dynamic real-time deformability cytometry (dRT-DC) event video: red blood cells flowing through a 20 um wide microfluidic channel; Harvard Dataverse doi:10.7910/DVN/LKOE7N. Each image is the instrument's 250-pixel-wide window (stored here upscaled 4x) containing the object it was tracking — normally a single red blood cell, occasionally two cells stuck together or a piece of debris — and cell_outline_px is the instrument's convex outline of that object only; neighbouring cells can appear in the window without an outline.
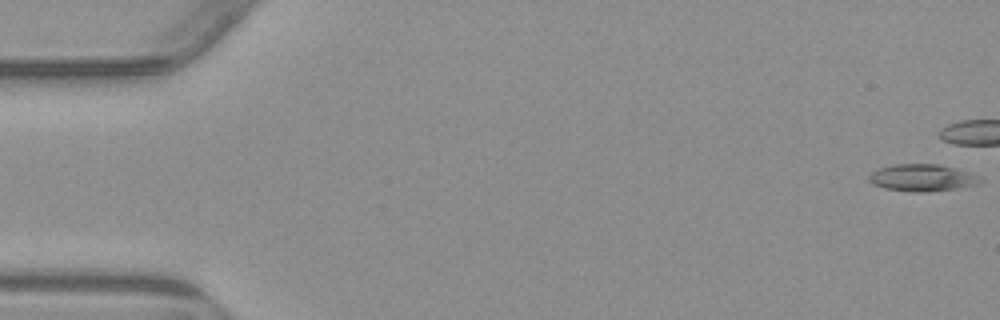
{"species": "common noctule bat (a hibernating species)", "species_latin": "Nyctalus noctula", "temperature_condition": "warm", "stored_images_in_passage": 9, "camera_frame_rate_fps": 3000, "um_per_image_px": 0.085, "animal": {"sex": "male", "body_mass_g": 23.1, "forearm_length_mm": 52.7}, "frame": {"image": 1, "passage_image": 1, "time_ms": 0.0, "image_size_px": [1000, 320], "cell_outline_px": [[984, 180], [980, 184], [956, 188], [924, 192], [912, 192], [884, 188], [872, 184], [868, 180], [868, 176], [872, 172], [880, 168], [896, 164], [940, 164], [956, 168], [968, 172]], "centroid_in_image_um": [78.38, 15.11], "position_along_channel_um": 6.6, "area_um2": 17.46}}
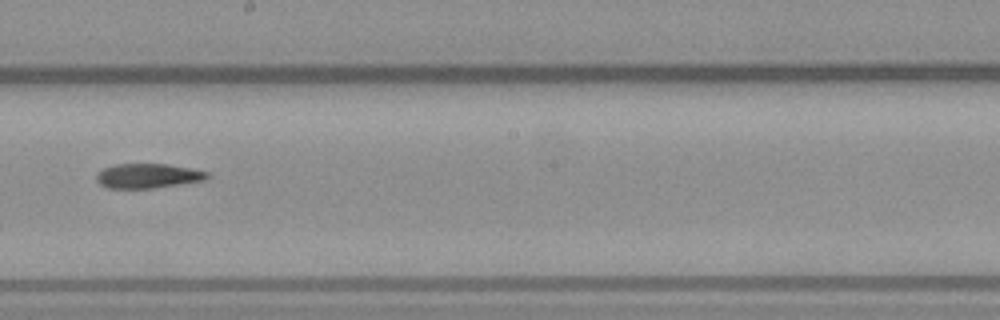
{"frame": {"image": 2, "passage_image": 9, "time_ms": 10.667, "image_size_px": [1000, 320], "cell_outline_px": [[212, 176], [204, 180], [180, 184], [152, 188], [108, 188], [100, 184], [96, 180], [96, 172], [104, 168], [116, 164], [164, 164], [192, 168], [208, 172]], "centroid_in_image_um": [12.57, 14.94], "position_along_channel_um": 235.6, "area_um2": 15.9}}